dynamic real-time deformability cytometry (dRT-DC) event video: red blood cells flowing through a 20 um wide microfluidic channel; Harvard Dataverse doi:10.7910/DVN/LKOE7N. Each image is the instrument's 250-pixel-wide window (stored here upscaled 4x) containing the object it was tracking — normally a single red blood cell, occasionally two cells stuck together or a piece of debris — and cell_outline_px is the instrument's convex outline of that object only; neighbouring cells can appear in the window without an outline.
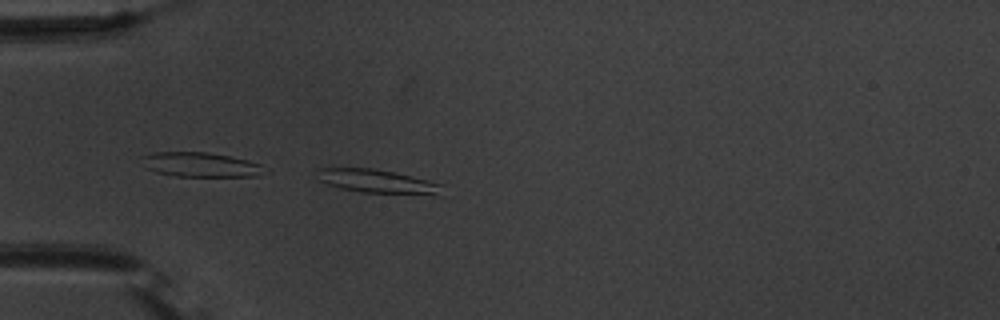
{"species": "common noctule bat (a hibernating species)", "species_latin": "Nyctalus noctula", "temperature_condition": "warm", "stored_images_in_passage": 16, "camera_frame_rate_fps": 3000, "um_per_image_px": 0.085, "animal": {"sex": "male", "body_mass_g": 20.1, "forearm_length_mm": 53.5}, "frame": {"image": 1, "passage_image": 16, "time_ms": 5.0, "image_size_px": [1000, 320], "cell_outline_px": [[444, 196], [360, 192], [340, 188], [328, 184], [320, 180], [316, 168], [372, 168], [392, 172], [444, 184]], "centroid_in_image_um": [32.2, 15.45], "position_along_channel_um": 52.8, "area_um2": 17.46}}